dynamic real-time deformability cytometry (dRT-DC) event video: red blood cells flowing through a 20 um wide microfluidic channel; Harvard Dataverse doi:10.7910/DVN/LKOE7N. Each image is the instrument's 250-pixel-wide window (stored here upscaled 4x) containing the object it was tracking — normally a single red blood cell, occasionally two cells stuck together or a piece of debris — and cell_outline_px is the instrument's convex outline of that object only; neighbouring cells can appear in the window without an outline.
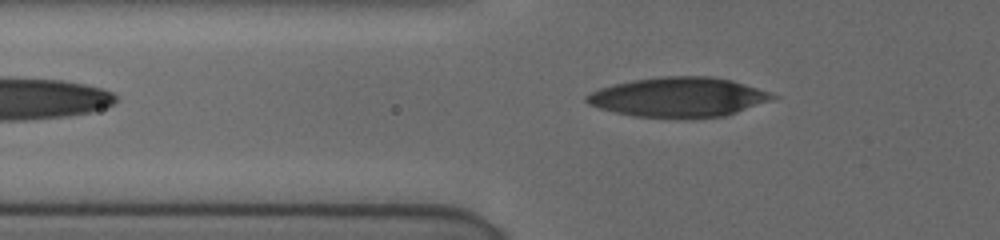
{"species": "human", "species_latin": "Homo sapiens", "temperature_condition": "cold", "stored_images_in_passage": 10, "camera_frame_rate_fps": 3000, "um_per_image_px": 0.085, "donor": {"sex": "female"}, "frame": {"image": 1, "passage_image": 10, "time_ms": 6.667, "image_size_px": [1000, 240], "cell_outline_px": [[780, 96], [772, 100], [724, 116], [692, 120], [676, 120], [636, 116], [616, 112], [600, 108], [588, 104], [584, 100], [584, 96], [600, 88], [632, 80], [660, 76], [712, 76], [732, 80]], "centroid_in_image_um": [57.68, 8.28], "position_along_channel_um": 68.1, "area_um2": 43.52}}